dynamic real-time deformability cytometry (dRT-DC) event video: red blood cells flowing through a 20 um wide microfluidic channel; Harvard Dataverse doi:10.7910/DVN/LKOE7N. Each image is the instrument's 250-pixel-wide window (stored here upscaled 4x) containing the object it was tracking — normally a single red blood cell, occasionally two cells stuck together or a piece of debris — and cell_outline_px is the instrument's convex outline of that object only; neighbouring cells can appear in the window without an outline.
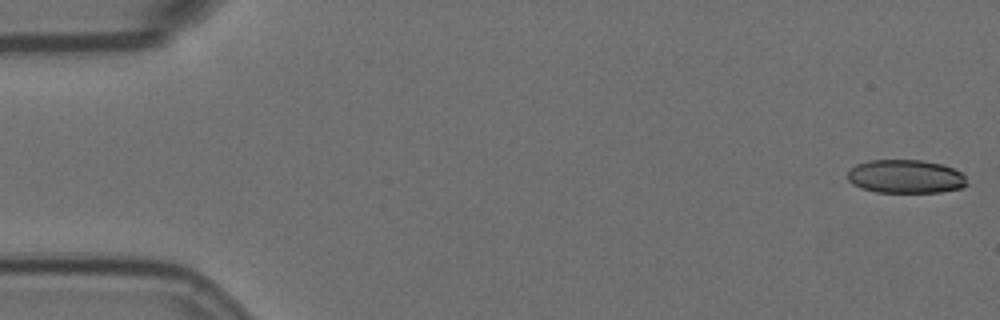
{"species": "Egyptian fruit bat (a non-hibernating species)", "species_latin": "Rousettus aegyptiacus", "temperature_condition": "room temperature", "stored_images_in_passage": 56, "camera_frame_rate_fps": 3000, "um_per_image_px": 0.085, "animal": {"sex": "female"}, "frame": {"image": 1, "passage_image": 1, "time_ms": 0.0, "image_size_px": [1000, 320], "cell_outline_px": [[968, 184], [964, 188], [940, 192], [876, 192], [860, 188], [852, 184], [848, 180], [848, 172], [856, 164], [868, 160], [920, 160], [944, 164], [960, 172], [964, 176]], "centroid_in_image_um": [76.98, 15.01], "position_along_channel_um": 8.0, "area_um2": 23.47}}
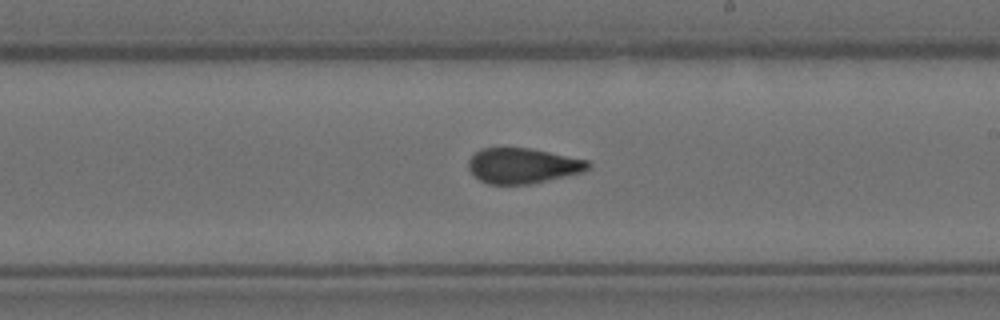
{"frame": {"image": 2, "passage_image": 32, "time_ms": 10.333, "image_size_px": [1000, 320], "cell_outline_px": [[592, 168], [584, 172], [532, 184], [488, 184], [480, 180], [468, 168], [468, 160], [480, 148], [532, 148], [588, 160], [592, 164]], "centroid_in_image_um": [44.49, 14.08], "position_along_channel_um": 244.5, "area_um2": 24.85}}
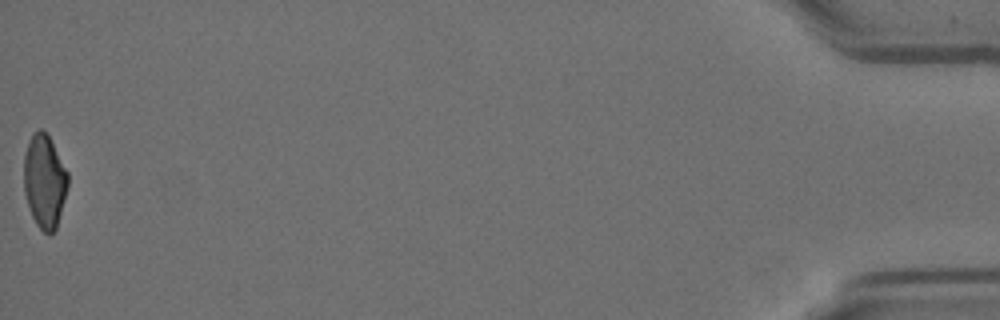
{"frame": {"image": 3, "passage_image": 56, "time_ms": 18.333, "image_size_px": [1000, 320], "cell_outline_px": [[68, 184], [56, 228], [48, 236], [36, 224], [32, 216], [24, 192], [24, 156], [32, 132], [40, 128], [48, 136], [68, 172]], "centroid_in_image_um": [3.77, 15.41], "position_along_channel_um": 431.4, "area_um2": 23.64}, "authors_computed_cell_mechanics": {"area_um2": 25.2875, "velocity_mm_per_s": 3.6005, "shape_relaxation_time_tau1_ms": null, "shape_relaxation_time_tau2_ms": 1.5378, "deformation_change_tau1": null, "deformation_change_tau2": 0.0696}}